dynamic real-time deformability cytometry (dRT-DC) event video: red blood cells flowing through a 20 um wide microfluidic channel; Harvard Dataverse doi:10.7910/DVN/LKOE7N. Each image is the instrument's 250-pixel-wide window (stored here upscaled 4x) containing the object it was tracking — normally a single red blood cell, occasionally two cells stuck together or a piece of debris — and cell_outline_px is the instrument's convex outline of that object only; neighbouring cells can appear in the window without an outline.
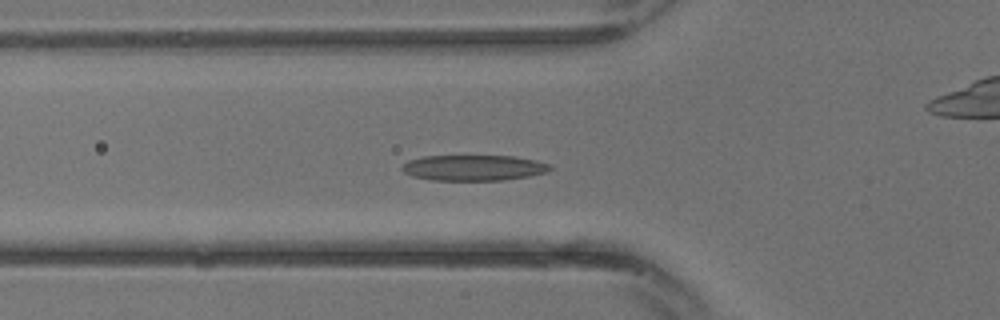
{"species": "common noctule bat (a hibernating species)", "species_latin": "Nyctalus noctula", "temperature_condition": "warm", "stored_images_in_passage": 10, "camera_frame_rate_fps": 3000, "um_per_image_px": 0.085, "animal": {"sex": "male", "body_mass_g": 13.3}, "frame": {"image": 1, "passage_image": 2, "time_ms": 0.333, "image_size_px": [1000, 320], "cell_outline_px": [[552, 168], [548, 172], [528, 176], [504, 180], [432, 180], [412, 176], [404, 172], [400, 168], [408, 160], [424, 156], [516, 156], [536, 160], [552, 164]], "centroid_in_image_um": [40.29, 14.26], "position_along_channel_um": 85.5, "area_um2": 22.25}}
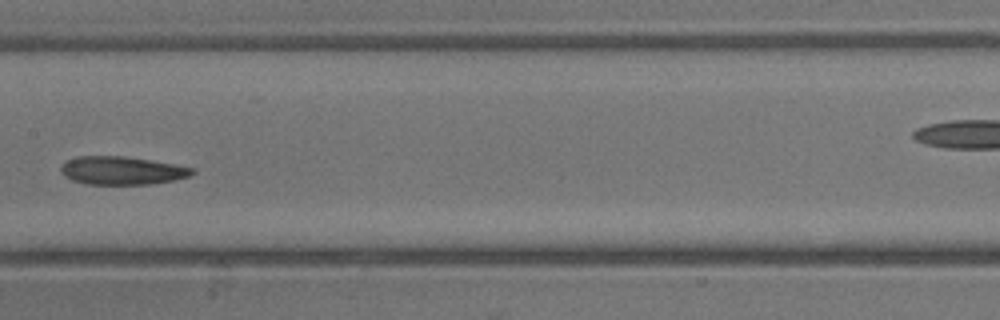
{"frame": {"image": 2, "passage_image": 7, "time_ms": 2.0, "image_size_px": [1000, 320], "cell_outline_px": [[196, 172], [188, 176], [172, 180], [152, 184], [88, 184], [72, 180], [64, 176], [60, 172], [60, 168], [68, 160], [76, 156], [124, 156], [172, 164], [192, 168]], "centroid_in_image_um": [10.32, 14.5], "position_along_channel_um": 197.1, "area_um2": 21.27}}
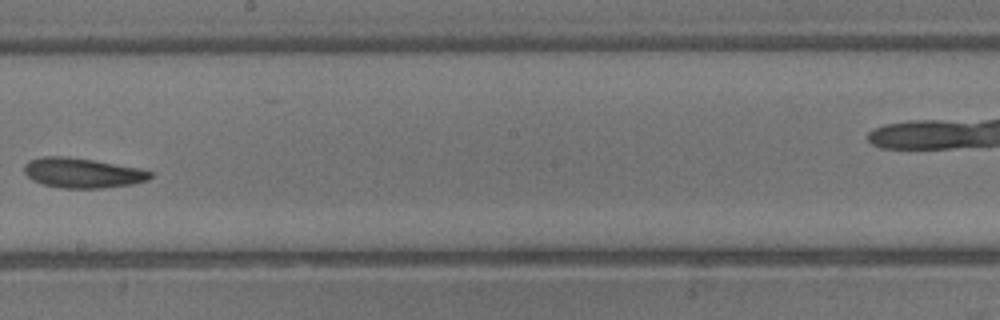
{"frame": {"image": 3, "passage_image": 9, "time_ms": 2.667, "image_size_px": [1000, 320], "cell_outline_px": [[152, 176], [148, 180], [132, 184], [104, 188], [60, 188], [40, 184], [32, 180], [24, 172], [24, 164], [28, 160], [40, 156], [68, 156], [140, 168], [152, 172]], "centroid_in_image_um": [6.97, 14.69], "position_along_channel_um": 241.2, "area_um2": 22.2}}